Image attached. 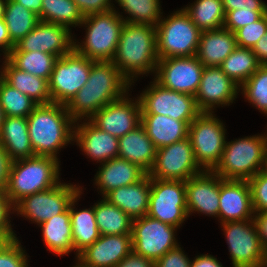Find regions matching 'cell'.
<instances>
[{"label": "cell", "instance_id": "bcb514c9", "mask_svg": "<svg viewBox=\"0 0 267 267\" xmlns=\"http://www.w3.org/2000/svg\"><path fill=\"white\" fill-rule=\"evenodd\" d=\"M254 213L267 212V175L262 171L248 180Z\"/></svg>", "mask_w": 267, "mask_h": 267}, {"label": "cell", "instance_id": "7a4b0ae2", "mask_svg": "<svg viewBox=\"0 0 267 267\" xmlns=\"http://www.w3.org/2000/svg\"><path fill=\"white\" fill-rule=\"evenodd\" d=\"M158 60L156 26L124 22L112 60L120 73L135 83L140 75L155 74Z\"/></svg>", "mask_w": 267, "mask_h": 267}, {"label": "cell", "instance_id": "f35d334b", "mask_svg": "<svg viewBox=\"0 0 267 267\" xmlns=\"http://www.w3.org/2000/svg\"><path fill=\"white\" fill-rule=\"evenodd\" d=\"M120 8L128 14L121 18L124 22L134 24H148L156 26L162 19L163 12L161 9L160 0H115Z\"/></svg>", "mask_w": 267, "mask_h": 267}, {"label": "cell", "instance_id": "83f0119b", "mask_svg": "<svg viewBox=\"0 0 267 267\" xmlns=\"http://www.w3.org/2000/svg\"><path fill=\"white\" fill-rule=\"evenodd\" d=\"M141 124L157 149L188 137L189 125L185 121L165 115L141 114Z\"/></svg>", "mask_w": 267, "mask_h": 267}, {"label": "cell", "instance_id": "52a82bcc", "mask_svg": "<svg viewBox=\"0 0 267 267\" xmlns=\"http://www.w3.org/2000/svg\"><path fill=\"white\" fill-rule=\"evenodd\" d=\"M201 30L182 8L171 13L156 25L159 59L196 56Z\"/></svg>", "mask_w": 267, "mask_h": 267}, {"label": "cell", "instance_id": "7402d4cb", "mask_svg": "<svg viewBox=\"0 0 267 267\" xmlns=\"http://www.w3.org/2000/svg\"><path fill=\"white\" fill-rule=\"evenodd\" d=\"M73 142H76L81 151L97 163L118 157L119 139L102 131L90 120L75 122Z\"/></svg>", "mask_w": 267, "mask_h": 267}, {"label": "cell", "instance_id": "ee69618b", "mask_svg": "<svg viewBox=\"0 0 267 267\" xmlns=\"http://www.w3.org/2000/svg\"><path fill=\"white\" fill-rule=\"evenodd\" d=\"M14 203L6 192H0V244L12 241L17 238L11 226L10 214H14Z\"/></svg>", "mask_w": 267, "mask_h": 267}, {"label": "cell", "instance_id": "f6af8a7d", "mask_svg": "<svg viewBox=\"0 0 267 267\" xmlns=\"http://www.w3.org/2000/svg\"><path fill=\"white\" fill-rule=\"evenodd\" d=\"M267 11H251L250 9H236L225 14L223 28L233 33L241 27L259 20Z\"/></svg>", "mask_w": 267, "mask_h": 267}, {"label": "cell", "instance_id": "ac0fdd59", "mask_svg": "<svg viewBox=\"0 0 267 267\" xmlns=\"http://www.w3.org/2000/svg\"><path fill=\"white\" fill-rule=\"evenodd\" d=\"M74 50L71 29L54 23L39 21L11 51H41L58 58Z\"/></svg>", "mask_w": 267, "mask_h": 267}, {"label": "cell", "instance_id": "8992f818", "mask_svg": "<svg viewBox=\"0 0 267 267\" xmlns=\"http://www.w3.org/2000/svg\"><path fill=\"white\" fill-rule=\"evenodd\" d=\"M124 20L115 8L105 13L85 16L80 27H85L82 43L74 39V50L94 61H112ZM85 40V41H84Z\"/></svg>", "mask_w": 267, "mask_h": 267}, {"label": "cell", "instance_id": "277c9868", "mask_svg": "<svg viewBox=\"0 0 267 267\" xmlns=\"http://www.w3.org/2000/svg\"><path fill=\"white\" fill-rule=\"evenodd\" d=\"M59 159L34 155L11 163L6 194L14 205L22 198L60 183Z\"/></svg>", "mask_w": 267, "mask_h": 267}, {"label": "cell", "instance_id": "d6986e66", "mask_svg": "<svg viewBox=\"0 0 267 267\" xmlns=\"http://www.w3.org/2000/svg\"><path fill=\"white\" fill-rule=\"evenodd\" d=\"M240 87L219 66L204 67L195 101L201 112H214L218 106H229L239 95Z\"/></svg>", "mask_w": 267, "mask_h": 267}, {"label": "cell", "instance_id": "1f68e13d", "mask_svg": "<svg viewBox=\"0 0 267 267\" xmlns=\"http://www.w3.org/2000/svg\"><path fill=\"white\" fill-rule=\"evenodd\" d=\"M43 241L56 255H68L74 251L69 208L39 225Z\"/></svg>", "mask_w": 267, "mask_h": 267}, {"label": "cell", "instance_id": "816d5d0a", "mask_svg": "<svg viewBox=\"0 0 267 267\" xmlns=\"http://www.w3.org/2000/svg\"><path fill=\"white\" fill-rule=\"evenodd\" d=\"M115 267H154V261L147 259L141 255L135 254L133 251L124 257Z\"/></svg>", "mask_w": 267, "mask_h": 267}, {"label": "cell", "instance_id": "11a10c76", "mask_svg": "<svg viewBox=\"0 0 267 267\" xmlns=\"http://www.w3.org/2000/svg\"><path fill=\"white\" fill-rule=\"evenodd\" d=\"M15 45L11 42L7 25L4 18H0V49L6 56L11 52Z\"/></svg>", "mask_w": 267, "mask_h": 267}, {"label": "cell", "instance_id": "d4e9b609", "mask_svg": "<svg viewBox=\"0 0 267 267\" xmlns=\"http://www.w3.org/2000/svg\"><path fill=\"white\" fill-rule=\"evenodd\" d=\"M150 191L151 178L147 174L137 183L118 187L108 192L103 198L135 220L147 215Z\"/></svg>", "mask_w": 267, "mask_h": 267}, {"label": "cell", "instance_id": "d6a6232c", "mask_svg": "<svg viewBox=\"0 0 267 267\" xmlns=\"http://www.w3.org/2000/svg\"><path fill=\"white\" fill-rule=\"evenodd\" d=\"M101 198V201L93 205L100 235L131 234L133 219L105 198Z\"/></svg>", "mask_w": 267, "mask_h": 267}, {"label": "cell", "instance_id": "7bdbcfd3", "mask_svg": "<svg viewBox=\"0 0 267 267\" xmlns=\"http://www.w3.org/2000/svg\"><path fill=\"white\" fill-rule=\"evenodd\" d=\"M25 251L18 238L0 244V267H29Z\"/></svg>", "mask_w": 267, "mask_h": 267}, {"label": "cell", "instance_id": "2e32d148", "mask_svg": "<svg viewBox=\"0 0 267 267\" xmlns=\"http://www.w3.org/2000/svg\"><path fill=\"white\" fill-rule=\"evenodd\" d=\"M203 69L196 56L159 59L153 79L167 89L195 96Z\"/></svg>", "mask_w": 267, "mask_h": 267}, {"label": "cell", "instance_id": "6125c7cd", "mask_svg": "<svg viewBox=\"0 0 267 267\" xmlns=\"http://www.w3.org/2000/svg\"><path fill=\"white\" fill-rule=\"evenodd\" d=\"M77 262H76V265H74L73 267H89V266H86L85 264H83L81 261H79L77 258H76Z\"/></svg>", "mask_w": 267, "mask_h": 267}, {"label": "cell", "instance_id": "3957f363", "mask_svg": "<svg viewBox=\"0 0 267 267\" xmlns=\"http://www.w3.org/2000/svg\"><path fill=\"white\" fill-rule=\"evenodd\" d=\"M28 133L35 155L56 159L61 148L74 141L75 121L66 105L38 104L27 116Z\"/></svg>", "mask_w": 267, "mask_h": 267}, {"label": "cell", "instance_id": "8fae6325", "mask_svg": "<svg viewBox=\"0 0 267 267\" xmlns=\"http://www.w3.org/2000/svg\"><path fill=\"white\" fill-rule=\"evenodd\" d=\"M140 96L141 114H159L176 120L185 121L188 125L201 113L195 96L173 91L161 86L154 79Z\"/></svg>", "mask_w": 267, "mask_h": 267}, {"label": "cell", "instance_id": "f907efd6", "mask_svg": "<svg viewBox=\"0 0 267 267\" xmlns=\"http://www.w3.org/2000/svg\"><path fill=\"white\" fill-rule=\"evenodd\" d=\"M12 160L0 145V192H6Z\"/></svg>", "mask_w": 267, "mask_h": 267}, {"label": "cell", "instance_id": "be15d7a7", "mask_svg": "<svg viewBox=\"0 0 267 267\" xmlns=\"http://www.w3.org/2000/svg\"><path fill=\"white\" fill-rule=\"evenodd\" d=\"M0 51L2 52V50H0ZM1 55H3V57H4L3 59H6L7 58V56L5 54H0V56ZM1 74H2V70H0V77H1Z\"/></svg>", "mask_w": 267, "mask_h": 267}, {"label": "cell", "instance_id": "7c38bea8", "mask_svg": "<svg viewBox=\"0 0 267 267\" xmlns=\"http://www.w3.org/2000/svg\"><path fill=\"white\" fill-rule=\"evenodd\" d=\"M80 187L60 182L46 191L20 199L14 205L15 213L39 226L55 215L65 212L72 199L80 192Z\"/></svg>", "mask_w": 267, "mask_h": 267}, {"label": "cell", "instance_id": "30bf717a", "mask_svg": "<svg viewBox=\"0 0 267 267\" xmlns=\"http://www.w3.org/2000/svg\"><path fill=\"white\" fill-rule=\"evenodd\" d=\"M93 62L75 50L59 57L48 80L51 103L67 105L87 82Z\"/></svg>", "mask_w": 267, "mask_h": 267}, {"label": "cell", "instance_id": "4fadbf2b", "mask_svg": "<svg viewBox=\"0 0 267 267\" xmlns=\"http://www.w3.org/2000/svg\"><path fill=\"white\" fill-rule=\"evenodd\" d=\"M147 215L180 228L188 218L185 181L151 178Z\"/></svg>", "mask_w": 267, "mask_h": 267}, {"label": "cell", "instance_id": "94428289", "mask_svg": "<svg viewBox=\"0 0 267 267\" xmlns=\"http://www.w3.org/2000/svg\"><path fill=\"white\" fill-rule=\"evenodd\" d=\"M262 172L265 175H267V155H266L265 160H264V163H263Z\"/></svg>", "mask_w": 267, "mask_h": 267}, {"label": "cell", "instance_id": "9f6ffc18", "mask_svg": "<svg viewBox=\"0 0 267 267\" xmlns=\"http://www.w3.org/2000/svg\"><path fill=\"white\" fill-rule=\"evenodd\" d=\"M252 51L262 65L267 64V32L252 48Z\"/></svg>", "mask_w": 267, "mask_h": 267}, {"label": "cell", "instance_id": "4316f807", "mask_svg": "<svg viewBox=\"0 0 267 267\" xmlns=\"http://www.w3.org/2000/svg\"><path fill=\"white\" fill-rule=\"evenodd\" d=\"M236 47L235 34L230 30L202 31L196 57L204 67L220 66Z\"/></svg>", "mask_w": 267, "mask_h": 267}, {"label": "cell", "instance_id": "8d00e7d4", "mask_svg": "<svg viewBox=\"0 0 267 267\" xmlns=\"http://www.w3.org/2000/svg\"><path fill=\"white\" fill-rule=\"evenodd\" d=\"M7 59L16 68L48 81L58 57L41 51H11Z\"/></svg>", "mask_w": 267, "mask_h": 267}, {"label": "cell", "instance_id": "ab89813d", "mask_svg": "<svg viewBox=\"0 0 267 267\" xmlns=\"http://www.w3.org/2000/svg\"><path fill=\"white\" fill-rule=\"evenodd\" d=\"M0 105L5 116L27 117L38 104L0 77Z\"/></svg>", "mask_w": 267, "mask_h": 267}, {"label": "cell", "instance_id": "9a60e30c", "mask_svg": "<svg viewBox=\"0 0 267 267\" xmlns=\"http://www.w3.org/2000/svg\"><path fill=\"white\" fill-rule=\"evenodd\" d=\"M203 172L199 167L190 139L158 148L153 168L148 173L150 178L158 180H183Z\"/></svg>", "mask_w": 267, "mask_h": 267}, {"label": "cell", "instance_id": "681fc988", "mask_svg": "<svg viewBox=\"0 0 267 267\" xmlns=\"http://www.w3.org/2000/svg\"><path fill=\"white\" fill-rule=\"evenodd\" d=\"M225 14L236 9L251 11H267V4L262 0H222Z\"/></svg>", "mask_w": 267, "mask_h": 267}, {"label": "cell", "instance_id": "6da1fadb", "mask_svg": "<svg viewBox=\"0 0 267 267\" xmlns=\"http://www.w3.org/2000/svg\"><path fill=\"white\" fill-rule=\"evenodd\" d=\"M132 85L112 61H94L87 82L66 105L67 111L75 122L89 120L127 94Z\"/></svg>", "mask_w": 267, "mask_h": 267}, {"label": "cell", "instance_id": "c3c4849f", "mask_svg": "<svg viewBox=\"0 0 267 267\" xmlns=\"http://www.w3.org/2000/svg\"><path fill=\"white\" fill-rule=\"evenodd\" d=\"M83 16L105 13L114 9L113 0H73ZM112 2V3H111Z\"/></svg>", "mask_w": 267, "mask_h": 267}, {"label": "cell", "instance_id": "e575fe53", "mask_svg": "<svg viewBox=\"0 0 267 267\" xmlns=\"http://www.w3.org/2000/svg\"><path fill=\"white\" fill-rule=\"evenodd\" d=\"M183 9L201 32L223 28L225 11L222 0H196Z\"/></svg>", "mask_w": 267, "mask_h": 267}, {"label": "cell", "instance_id": "cb8c5ba5", "mask_svg": "<svg viewBox=\"0 0 267 267\" xmlns=\"http://www.w3.org/2000/svg\"><path fill=\"white\" fill-rule=\"evenodd\" d=\"M100 166L94 185L98 186L102 197L118 187L135 184L147 175L139 166L119 157L103 162Z\"/></svg>", "mask_w": 267, "mask_h": 267}, {"label": "cell", "instance_id": "e0dca14e", "mask_svg": "<svg viewBox=\"0 0 267 267\" xmlns=\"http://www.w3.org/2000/svg\"><path fill=\"white\" fill-rule=\"evenodd\" d=\"M128 94L106 104L89 120L118 139L132 131L141 124V107L138 97L134 100L129 98Z\"/></svg>", "mask_w": 267, "mask_h": 267}, {"label": "cell", "instance_id": "44dd1931", "mask_svg": "<svg viewBox=\"0 0 267 267\" xmlns=\"http://www.w3.org/2000/svg\"><path fill=\"white\" fill-rule=\"evenodd\" d=\"M251 189L248 180H226L220 177V223L253 219Z\"/></svg>", "mask_w": 267, "mask_h": 267}, {"label": "cell", "instance_id": "60d3db41", "mask_svg": "<svg viewBox=\"0 0 267 267\" xmlns=\"http://www.w3.org/2000/svg\"><path fill=\"white\" fill-rule=\"evenodd\" d=\"M239 91L253 107L267 115V65L260 68L241 86Z\"/></svg>", "mask_w": 267, "mask_h": 267}, {"label": "cell", "instance_id": "603a6c76", "mask_svg": "<svg viewBox=\"0 0 267 267\" xmlns=\"http://www.w3.org/2000/svg\"><path fill=\"white\" fill-rule=\"evenodd\" d=\"M132 251L131 234L100 235L77 259L89 267H115Z\"/></svg>", "mask_w": 267, "mask_h": 267}, {"label": "cell", "instance_id": "d590c367", "mask_svg": "<svg viewBox=\"0 0 267 267\" xmlns=\"http://www.w3.org/2000/svg\"><path fill=\"white\" fill-rule=\"evenodd\" d=\"M3 18L14 45L31 32L40 21L31 10L13 0L6 1Z\"/></svg>", "mask_w": 267, "mask_h": 267}, {"label": "cell", "instance_id": "5bb4252c", "mask_svg": "<svg viewBox=\"0 0 267 267\" xmlns=\"http://www.w3.org/2000/svg\"><path fill=\"white\" fill-rule=\"evenodd\" d=\"M177 227L161 222L148 215L132 222L133 252L152 261H157L167 251L177 247Z\"/></svg>", "mask_w": 267, "mask_h": 267}, {"label": "cell", "instance_id": "b9f144b4", "mask_svg": "<svg viewBox=\"0 0 267 267\" xmlns=\"http://www.w3.org/2000/svg\"><path fill=\"white\" fill-rule=\"evenodd\" d=\"M267 32V13L259 20L234 32L236 45L252 49Z\"/></svg>", "mask_w": 267, "mask_h": 267}, {"label": "cell", "instance_id": "7dc6e473", "mask_svg": "<svg viewBox=\"0 0 267 267\" xmlns=\"http://www.w3.org/2000/svg\"><path fill=\"white\" fill-rule=\"evenodd\" d=\"M191 260L183 249L177 247L167 251L162 257L154 262V267H190Z\"/></svg>", "mask_w": 267, "mask_h": 267}, {"label": "cell", "instance_id": "836d02e7", "mask_svg": "<svg viewBox=\"0 0 267 267\" xmlns=\"http://www.w3.org/2000/svg\"><path fill=\"white\" fill-rule=\"evenodd\" d=\"M250 48L236 47L220 64L221 70L239 87L261 66Z\"/></svg>", "mask_w": 267, "mask_h": 267}, {"label": "cell", "instance_id": "f546056e", "mask_svg": "<svg viewBox=\"0 0 267 267\" xmlns=\"http://www.w3.org/2000/svg\"><path fill=\"white\" fill-rule=\"evenodd\" d=\"M0 70L1 78L14 89L30 97L37 104L51 103L48 81L16 68L7 58Z\"/></svg>", "mask_w": 267, "mask_h": 267}, {"label": "cell", "instance_id": "ba28073f", "mask_svg": "<svg viewBox=\"0 0 267 267\" xmlns=\"http://www.w3.org/2000/svg\"><path fill=\"white\" fill-rule=\"evenodd\" d=\"M214 113L201 112L188 127L195 159L203 171H214L218 166L227 138L226 126Z\"/></svg>", "mask_w": 267, "mask_h": 267}, {"label": "cell", "instance_id": "ffe728a7", "mask_svg": "<svg viewBox=\"0 0 267 267\" xmlns=\"http://www.w3.org/2000/svg\"><path fill=\"white\" fill-rule=\"evenodd\" d=\"M185 190L188 217L196 212L218 217L220 176L203 171L185 181Z\"/></svg>", "mask_w": 267, "mask_h": 267}, {"label": "cell", "instance_id": "6f0895ef", "mask_svg": "<svg viewBox=\"0 0 267 267\" xmlns=\"http://www.w3.org/2000/svg\"><path fill=\"white\" fill-rule=\"evenodd\" d=\"M28 10H31L41 21L42 0H13Z\"/></svg>", "mask_w": 267, "mask_h": 267}, {"label": "cell", "instance_id": "4dcf8cb0", "mask_svg": "<svg viewBox=\"0 0 267 267\" xmlns=\"http://www.w3.org/2000/svg\"><path fill=\"white\" fill-rule=\"evenodd\" d=\"M81 194L82 187L68 207L70 210L71 231L76 258L83 250L91 246L100 237L95 219L94 206L82 210H77L75 207L77 201L81 198Z\"/></svg>", "mask_w": 267, "mask_h": 267}, {"label": "cell", "instance_id": "91938a15", "mask_svg": "<svg viewBox=\"0 0 267 267\" xmlns=\"http://www.w3.org/2000/svg\"><path fill=\"white\" fill-rule=\"evenodd\" d=\"M5 117L6 116H5L4 110L2 109V106L0 105V131L2 128V124L4 123Z\"/></svg>", "mask_w": 267, "mask_h": 267}, {"label": "cell", "instance_id": "74e56055", "mask_svg": "<svg viewBox=\"0 0 267 267\" xmlns=\"http://www.w3.org/2000/svg\"><path fill=\"white\" fill-rule=\"evenodd\" d=\"M84 19L73 0H42L41 21L63 25L69 29L80 26Z\"/></svg>", "mask_w": 267, "mask_h": 267}, {"label": "cell", "instance_id": "5b68a950", "mask_svg": "<svg viewBox=\"0 0 267 267\" xmlns=\"http://www.w3.org/2000/svg\"><path fill=\"white\" fill-rule=\"evenodd\" d=\"M267 155V134L225 142L222 158L213 171L226 180H249L262 171Z\"/></svg>", "mask_w": 267, "mask_h": 267}, {"label": "cell", "instance_id": "484cf974", "mask_svg": "<svg viewBox=\"0 0 267 267\" xmlns=\"http://www.w3.org/2000/svg\"><path fill=\"white\" fill-rule=\"evenodd\" d=\"M156 153L157 148L142 124L119 138L118 157L139 166L147 174L153 168Z\"/></svg>", "mask_w": 267, "mask_h": 267}, {"label": "cell", "instance_id": "db71d44e", "mask_svg": "<svg viewBox=\"0 0 267 267\" xmlns=\"http://www.w3.org/2000/svg\"><path fill=\"white\" fill-rule=\"evenodd\" d=\"M190 267H223L216 257L210 254H201L191 260Z\"/></svg>", "mask_w": 267, "mask_h": 267}, {"label": "cell", "instance_id": "f5cc1de1", "mask_svg": "<svg viewBox=\"0 0 267 267\" xmlns=\"http://www.w3.org/2000/svg\"><path fill=\"white\" fill-rule=\"evenodd\" d=\"M253 220L255 222L262 247L267 253V212L254 213Z\"/></svg>", "mask_w": 267, "mask_h": 267}, {"label": "cell", "instance_id": "680465c9", "mask_svg": "<svg viewBox=\"0 0 267 267\" xmlns=\"http://www.w3.org/2000/svg\"><path fill=\"white\" fill-rule=\"evenodd\" d=\"M7 0H0V18H3L4 16V10Z\"/></svg>", "mask_w": 267, "mask_h": 267}, {"label": "cell", "instance_id": "f1b7e54d", "mask_svg": "<svg viewBox=\"0 0 267 267\" xmlns=\"http://www.w3.org/2000/svg\"><path fill=\"white\" fill-rule=\"evenodd\" d=\"M0 145L14 161L34 156L27 117L6 116L0 131Z\"/></svg>", "mask_w": 267, "mask_h": 267}, {"label": "cell", "instance_id": "9c48e42d", "mask_svg": "<svg viewBox=\"0 0 267 267\" xmlns=\"http://www.w3.org/2000/svg\"><path fill=\"white\" fill-rule=\"evenodd\" d=\"M224 232L232 267H266L267 253L260 242L253 219L220 224Z\"/></svg>", "mask_w": 267, "mask_h": 267}]
</instances>
